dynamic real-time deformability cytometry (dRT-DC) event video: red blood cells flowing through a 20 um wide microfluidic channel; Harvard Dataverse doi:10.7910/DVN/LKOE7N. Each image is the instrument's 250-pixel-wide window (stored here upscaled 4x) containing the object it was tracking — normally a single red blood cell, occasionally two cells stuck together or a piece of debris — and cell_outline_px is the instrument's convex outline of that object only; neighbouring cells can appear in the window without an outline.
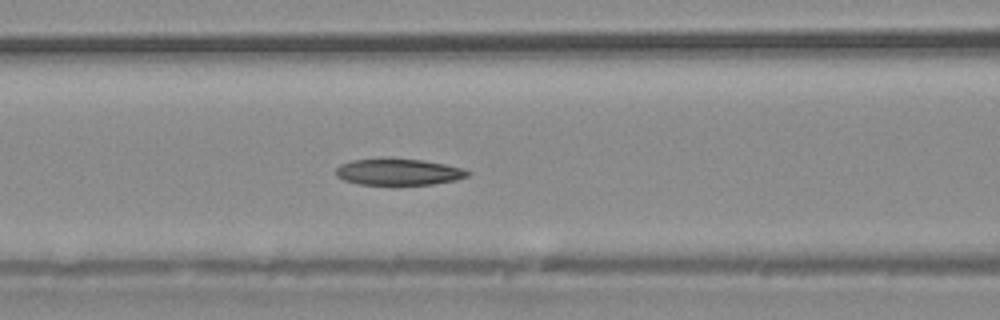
{"species": "common noctule bat (a hibernating species)", "species_latin": "Nyctalus noctula", "temperature_condition": "warm", "stored_images_in_passage": 28, "camera_frame_rate_fps": 3000, "um_per_image_px": 0.085, "animal": {"sex": "male", "body_mass_g": 20.4}, "frame": {"image": 1, "passage_image": 5, "time_ms": 1.333, "image_size_px": [1000, 320], "cell_outline_px": [[472, 172], [468, 176], [456, 180], [432, 184], [360, 184], [344, 180], [336, 176], [336, 168], [340, 164], [352, 160], [420, 160], [444, 164], [464, 168]], "centroid_in_image_um": [33.91, 14.63], "position_along_channel_um": 132.7, "area_um2": 19.71}}